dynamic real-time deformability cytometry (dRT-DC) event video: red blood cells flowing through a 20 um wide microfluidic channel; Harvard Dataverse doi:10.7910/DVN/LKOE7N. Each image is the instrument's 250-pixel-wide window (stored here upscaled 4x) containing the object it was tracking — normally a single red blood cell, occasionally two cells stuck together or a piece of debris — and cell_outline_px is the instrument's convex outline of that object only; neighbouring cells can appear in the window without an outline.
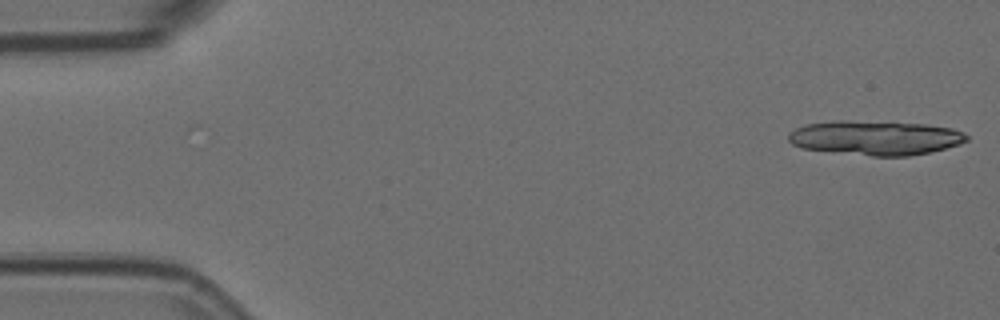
{"species": "Egyptian fruit bat (a non-hibernating species)", "species_latin": "Rousettus aegyptiacus", "temperature_condition": "room temperature", "stored_images_in_passage": 14, "camera_frame_rate_fps": 3000, "um_per_image_px": 0.085, "animal": {"sex": "female"}, "frame": {"image": 1, "passage_image": 1, "time_ms": 0.0, "image_size_px": [1000, 320], "cell_outline_px": [[968, 140], [960, 144], [928, 152], [908, 156], [872, 156], [800, 148], [792, 144], [788, 140], [788, 132], [796, 128], [808, 124], [836, 120], [848, 120], [928, 124], [952, 128], [964, 132], [968, 136]], "centroid_in_image_um": [74.4, 11.71], "position_along_channel_um": 10.6, "area_um2": 35.84}}
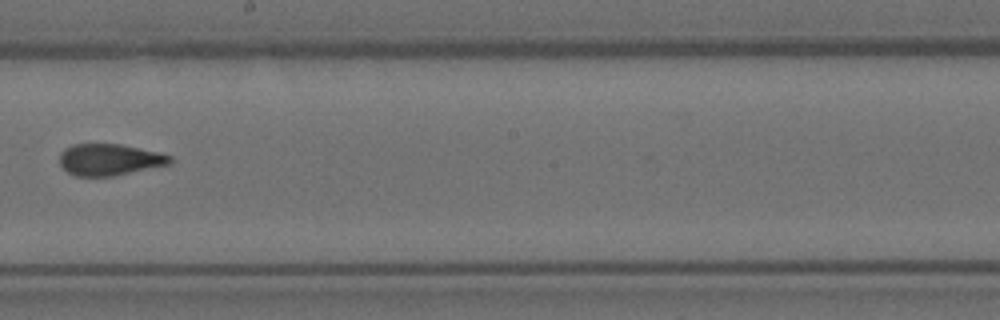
{"frame": {"image": 2, "passage_image": 9, "time_ms": 2.667, "image_size_px": [1000, 320], "cell_outline_px": [[172, 164], [112, 176], [76, 176], [68, 172], [60, 164], [60, 152], [64, 148], [72, 144], [120, 144], [156, 152], [172, 156]], "centroid_in_image_um": [9.3, 13.57], "position_along_channel_um": 238.9, "area_um2": 20.23}}
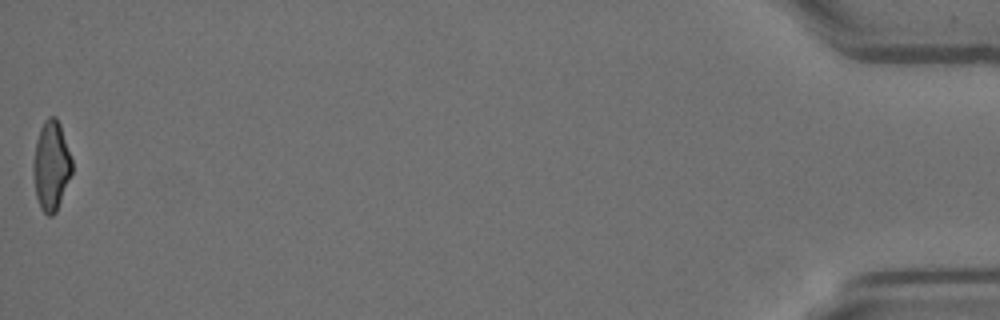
{"frame": {"image": 3, "passage_image": 14, "time_ms": 4.333, "image_size_px": [1000, 320], "cell_outline_px": [[72, 172], [56, 212], [52, 216], [48, 216], [40, 208], [36, 196], [32, 172], [32, 164], [36, 140], [40, 128], [44, 120], [48, 116], [56, 116], [60, 124], [72, 160]], "centroid_in_image_um": [4.33, 14.08], "position_along_channel_um": 430.9, "area_um2": 20.29}}